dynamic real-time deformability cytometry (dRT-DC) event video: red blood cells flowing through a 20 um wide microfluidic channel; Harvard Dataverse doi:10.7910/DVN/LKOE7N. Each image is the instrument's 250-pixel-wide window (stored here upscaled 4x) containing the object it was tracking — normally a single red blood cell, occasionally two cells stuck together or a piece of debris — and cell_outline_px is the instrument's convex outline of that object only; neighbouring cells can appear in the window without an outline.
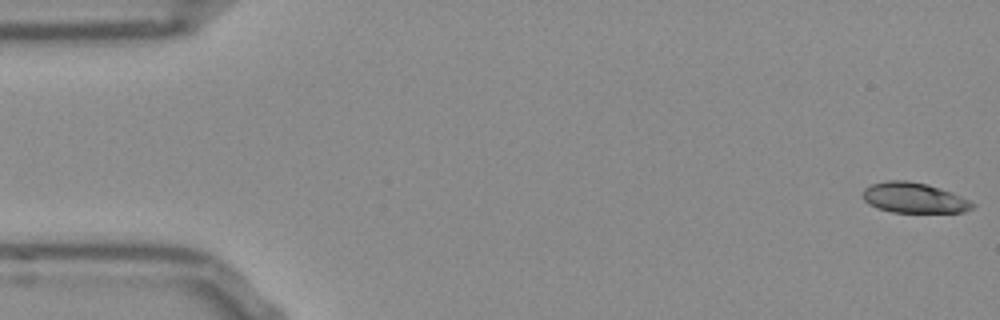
{"species": "Egyptian fruit bat (a non-hibernating species)", "species_latin": "Rousettus aegyptiacus", "temperature_condition": "room temperature", "stored_images_in_passage": 53, "camera_frame_rate_fps": 3000, "um_per_image_px": 0.085, "frame": {"image": 1, "passage_image": 1, "time_ms": 0.0, "image_size_px": [1000, 320], "cell_outline_px": [[976, 204], [972, 208], [964, 212], [892, 212], [876, 208], [868, 204], [864, 200], [864, 188], [872, 184], [888, 180], [908, 180], [928, 184], [940, 188], [960, 196]], "centroid_in_image_um": [77.67, 16.81], "position_along_channel_um": 7.3, "area_um2": 19.31}}
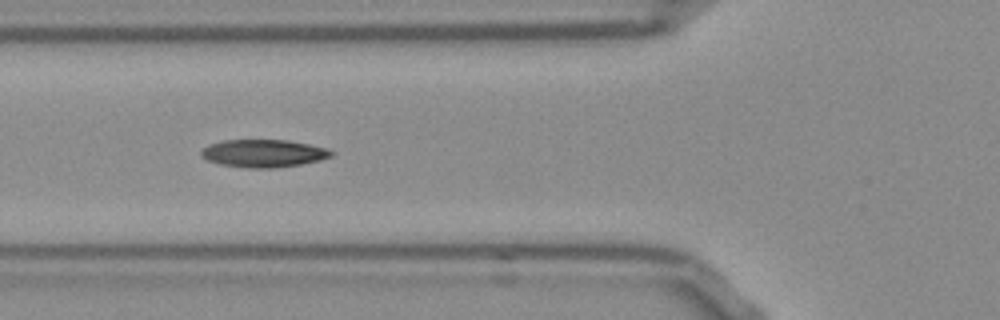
{"frame": {"image": 2, "passage_image": 19, "time_ms": 6.0, "image_size_px": [1000, 320], "cell_outline_px": [[332, 156], [320, 160], [300, 164], [276, 168], [244, 168], [220, 164], [208, 160], [200, 156], [200, 152], [208, 144], [224, 140], [288, 140], [328, 148], [332, 152]], "centroid_in_image_um": [22.38, 13.03], "position_along_channel_um": 103.4, "area_um2": 21.04}}
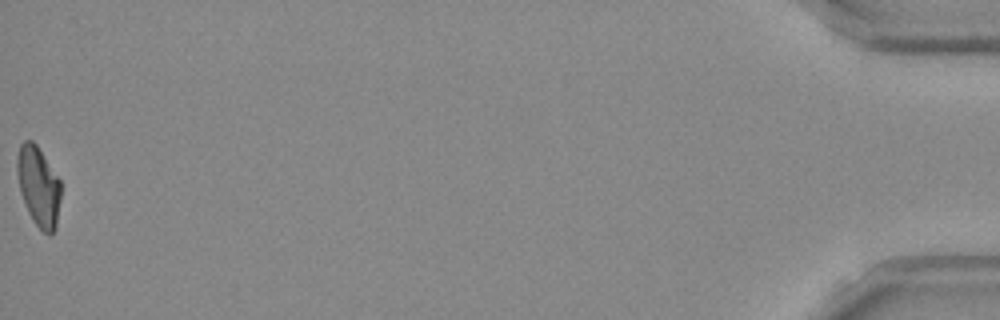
{"frame": {"image": 3, "passage_image": 53, "time_ms": 17.333, "image_size_px": [1000, 320], "cell_outline_px": [[60, 200], [56, 228], [48, 236], [36, 224], [28, 212], [20, 192], [16, 172], [16, 160], [20, 144], [24, 140], [32, 140], [36, 144], [60, 180]], "centroid_in_image_um": [3.26, 15.83], "position_along_channel_um": 431.9, "area_um2": 20.29}, "authors_computed_cell_mechanics": {"area_um2": 20.519, "velocity_mm_per_s": 3.8308, "shape_relaxation_time_tau1_ms": 3.9501, "shape_relaxation_time_tau2_ms": 3.1522, "deformation_change_tau1": 0.1684, "deformation_change_tau2": 0.0976}}